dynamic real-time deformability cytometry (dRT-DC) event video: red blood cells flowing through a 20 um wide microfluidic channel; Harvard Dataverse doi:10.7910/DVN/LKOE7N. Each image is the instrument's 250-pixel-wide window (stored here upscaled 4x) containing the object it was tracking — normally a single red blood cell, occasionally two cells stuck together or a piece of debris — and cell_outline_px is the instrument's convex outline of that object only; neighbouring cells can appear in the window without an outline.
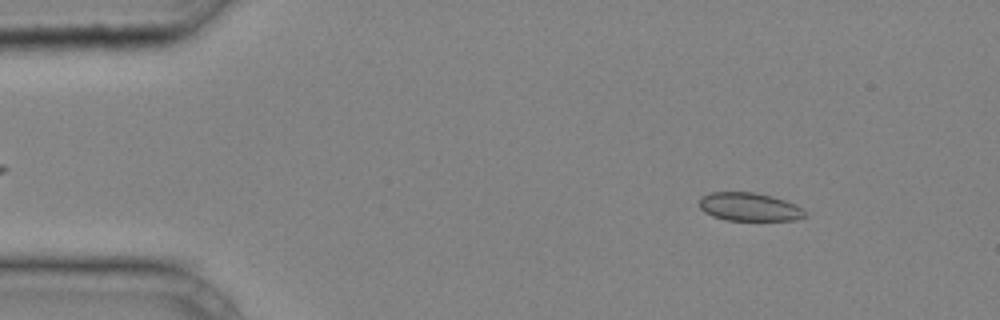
{"species": "common noctule bat (a hibernating species)", "species_latin": "Nyctalus noctula", "temperature_condition": "cold", "stored_images_in_passage": 41, "camera_frame_rate_fps": 3000, "um_per_image_px": 0.085, "animal": {"sex": "male", "body_mass_g": 20.4}, "frame": {"image": 1, "passage_image": 5, "time_ms": 1.333, "image_size_px": [1000, 320], "cell_outline_px": [[808, 216], [796, 220], [724, 220], [712, 216], [704, 212], [700, 208], [700, 196], [712, 192], [756, 192], [772, 196], [796, 204], [804, 208], [808, 212]], "centroid_in_image_um": [63.74, 17.59], "position_along_channel_um": 21.3, "area_um2": 17.74}}
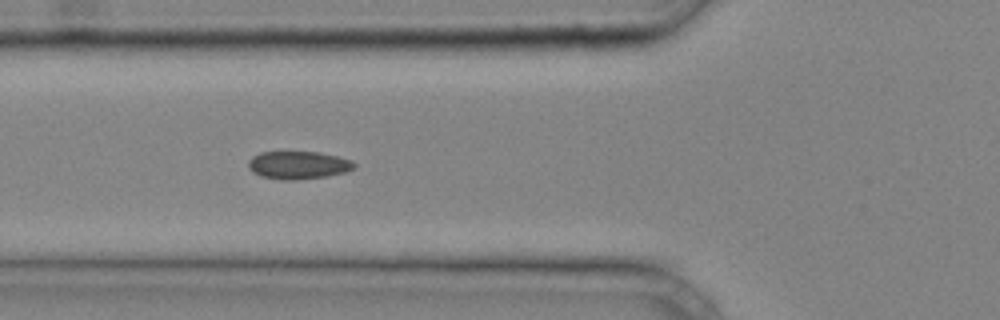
{"frame": {"image": 2, "passage_image": 15, "time_ms": 4.667, "image_size_px": [1000, 320], "cell_outline_px": [[356, 168], [344, 172], [328, 176], [296, 180], [280, 180], [260, 176], [252, 172], [248, 168], [248, 160], [252, 156], [260, 152], [320, 152], [352, 160], [356, 164]], "centroid_in_image_um": [25.33, 14.04], "position_along_channel_um": 100.5, "area_um2": 17.4}}
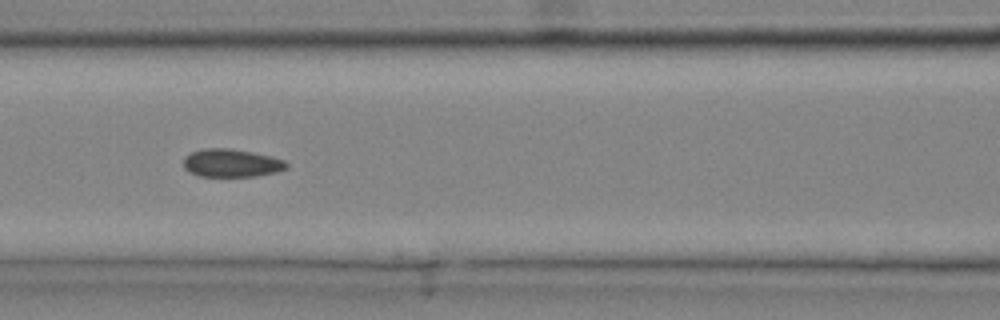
{"frame": {"image": 3, "passage_image": 18, "time_ms": 5.667, "image_size_px": [1000, 320], "cell_outline_px": [[288, 168], [276, 172], [256, 176], [200, 176], [188, 172], [184, 168], [184, 156], [192, 152], [204, 148], [228, 148], [252, 152], [272, 156], [284, 160], [288, 164]], "centroid_in_image_um": [19.67, 13.86], "position_along_channel_um": 146.9, "area_um2": 16.88}}